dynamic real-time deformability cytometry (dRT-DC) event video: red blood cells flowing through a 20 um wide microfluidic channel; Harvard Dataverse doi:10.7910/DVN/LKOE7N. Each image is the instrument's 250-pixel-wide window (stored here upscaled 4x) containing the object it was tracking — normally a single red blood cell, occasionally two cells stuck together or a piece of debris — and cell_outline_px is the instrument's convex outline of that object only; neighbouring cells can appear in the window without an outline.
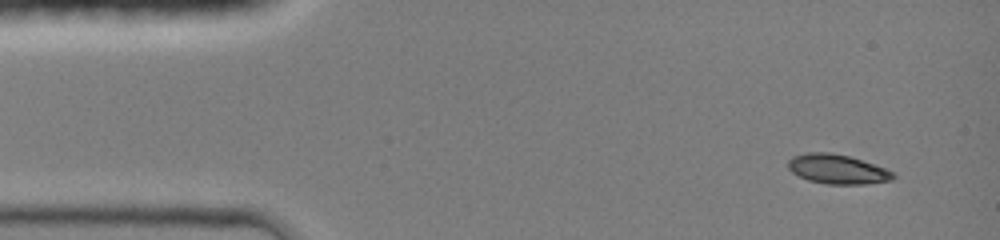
{"species": "common noctule bat (a hibernating species)", "species_latin": "Nyctalus noctula", "temperature_condition": "room temperature", "stored_images_in_passage": 5, "camera_frame_rate_fps": 3000, "um_per_image_px": 0.085, "animal": {"sex": "female", "body_mass_g": 19.0, "forearm_length_mm": 51.5}, "frame": {"image": 1, "passage_image": 1, "time_ms": 0.0, "image_size_px": [1000, 240], "cell_outline_px": [[896, 176], [892, 180], [864, 184], [828, 184], [808, 180], [792, 172], [788, 168], [788, 160], [792, 156], [808, 152], [832, 152], [848, 156], [884, 168], [892, 172]], "centroid_in_image_um": [71.14, 14.37], "position_along_channel_um": 13.9, "area_um2": 17.86}}
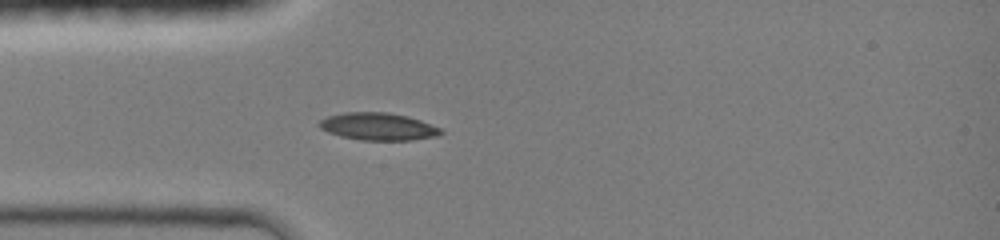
{"frame": {"image": 2, "passage_image": 4, "time_ms": 3.0, "image_size_px": [1000, 240], "cell_outline_px": [[444, 132], [436, 136], [412, 140], [360, 140], [340, 136], [328, 132], [320, 128], [320, 120], [328, 116], [344, 112], [388, 112], [408, 116], [420, 120], [440, 128]], "centroid_in_image_um": [32.14, 10.75], "position_along_channel_um": 52.9, "area_um2": 19.36}}